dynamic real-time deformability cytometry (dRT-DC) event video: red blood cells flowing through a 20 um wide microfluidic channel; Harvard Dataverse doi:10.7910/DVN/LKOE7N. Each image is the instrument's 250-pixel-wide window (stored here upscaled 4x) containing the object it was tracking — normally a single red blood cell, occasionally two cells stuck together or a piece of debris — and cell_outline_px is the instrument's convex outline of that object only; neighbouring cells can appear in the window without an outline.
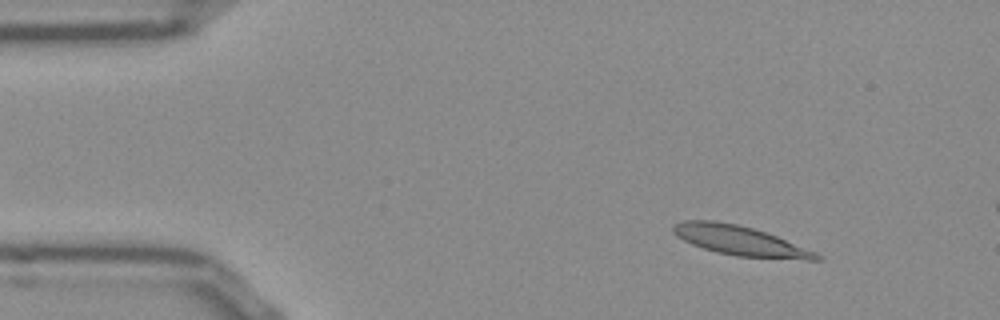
{"species": "Egyptian fruit bat (a non-hibernating species)", "species_latin": "Rousettus aegyptiacus", "temperature_condition": "room temperature", "stored_images_in_passage": 12, "camera_frame_rate_fps": 3000, "um_per_image_px": 0.085, "frame": {"image": 1, "passage_image": 6, "time_ms": 1.667, "image_size_px": [1000, 320], "cell_outline_px": [[824, 256], [820, 260], [808, 260], [736, 256], [716, 252], [692, 244], [676, 236], [672, 232], [672, 224], [684, 220], [716, 220], [736, 224], [752, 228], [776, 236], [816, 252]], "centroid_in_image_um": [62.88, 20.45], "position_along_channel_um": 22.1, "area_um2": 24.68}}